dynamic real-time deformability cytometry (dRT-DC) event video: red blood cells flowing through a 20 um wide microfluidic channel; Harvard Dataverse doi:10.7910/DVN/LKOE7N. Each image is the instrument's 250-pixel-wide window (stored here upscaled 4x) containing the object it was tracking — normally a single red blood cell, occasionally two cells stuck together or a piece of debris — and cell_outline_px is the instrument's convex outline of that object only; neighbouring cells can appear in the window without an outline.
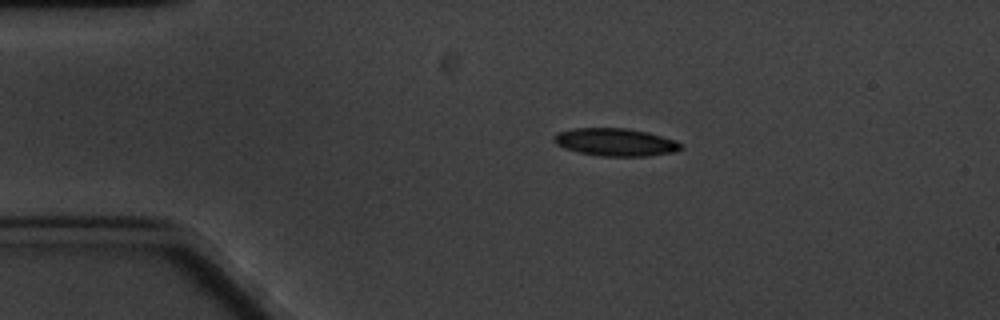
{"species": "common noctule bat (a hibernating species)", "species_latin": "Nyctalus noctula", "temperature_condition": "cold", "stored_images_in_passage": 6, "camera_frame_rate_fps": 3000, "um_per_image_px": 0.085, "animal": {"sex": "male", "body_mass_g": 20.1, "forearm_length_mm": 53.5}, "frame": {"image": 1, "passage_image": 1, "time_ms": 0.0, "image_size_px": [1000, 320], "cell_outline_px": [[684, 148], [676, 152], [648, 156], [600, 156], [580, 152], [564, 148], [556, 144], [552, 140], [552, 136], [556, 132], [572, 128], [624, 128], [648, 132], [676, 140], [684, 144]], "centroid_in_image_um": [52.33, 12.08], "position_along_channel_um": 32.7, "area_um2": 20.81}}
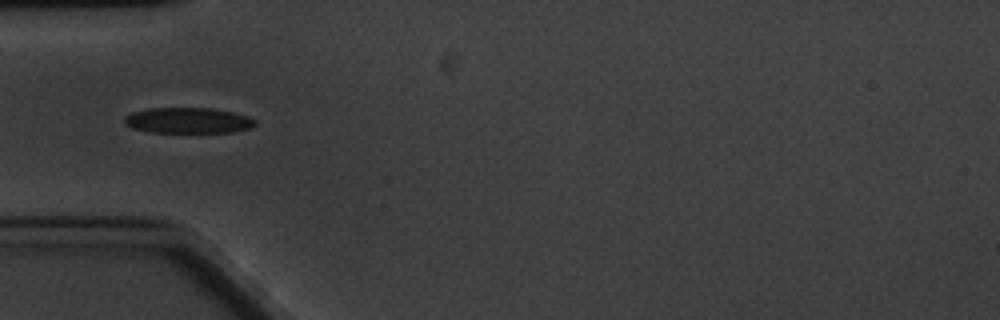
{"frame": {"image": 2, "passage_image": 3, "time_ms": 2.333, "image_size_px": [1000, 320], "cell_outline_px": [[256, 124], [252, 128], [232, 132], [152, 132], [132, 128], [124, 124], [124, 116], [132, 112], [148, 108], [212, 108], [232, 112], [248, 116], [256, 120]], "centroid_in_image_um": [15.98, 10.23], "position_along_channel_um": 69.0, "area_um2": 19.65}}
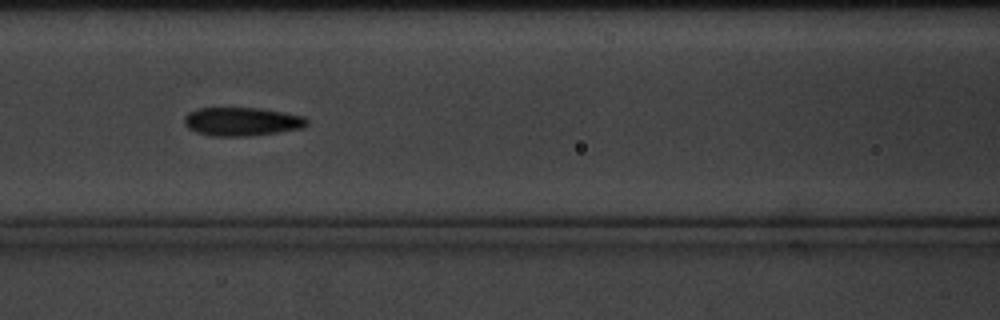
{"frame": {"image": 3, "passage_image": 5, "time_ms": 4.667, "image_size_px": [1000, 320], "cell_outline_px": [[308, 124], [304, 128], [276, 132], [244, 136], [212, 136], [196, 132], [188, 128], [184, 124], [184, 116], [188, 112], [200, 108], [260, 108], [284, 112], [304, 116], [308, 120]], "centroid_in_image_um": [20.55, 10.33], "position_along_channel_um": 146.0, "area_um2": 20.4}}